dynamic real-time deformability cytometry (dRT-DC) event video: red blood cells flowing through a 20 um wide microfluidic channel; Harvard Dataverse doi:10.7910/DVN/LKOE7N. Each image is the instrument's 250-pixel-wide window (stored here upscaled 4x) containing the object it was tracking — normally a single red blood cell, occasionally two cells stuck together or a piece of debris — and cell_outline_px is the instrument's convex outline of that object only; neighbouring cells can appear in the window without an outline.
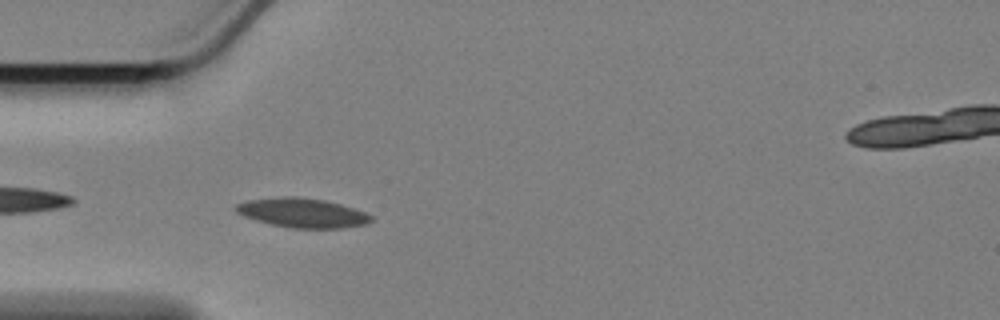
{"species": "Egyptian fruit bat (a non-hibernating species)", "species_latin": "Rousettus aegyptiacus", "temperature_condition": "cold", "stored_images_in_passage": 28, "camera_frame_rate_fps": 3000, "um_per_image_px": 0.085, "animal": {"sex": "female"}, "frame": {"image": 1, "passage_image": 3, "time_ms": 0.667, "image_size_px": [1000, 320], "cell_outline_px": [[372, 220], [368, 224], [344, 228], [292, 228], [272, 224], [256, 220], [244, 216], [236, 212], [232, 208], [236, 204], [248, 200], [284, 196], [296, 196], [324, 200], [340, 204], [364, 212], [372, 216]], "centroid_in_image_um": [25.68, 18.09], "position_along_channel_um": 59.3, "area_um2": 23.12}}
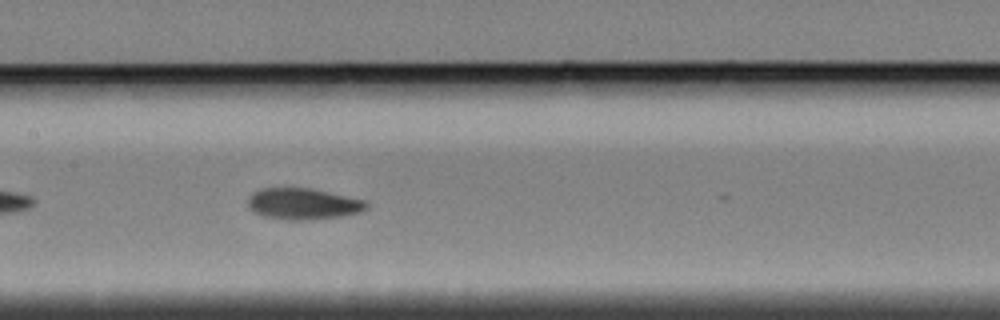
{"frame": {"image": 2, "passage_image": 14, "time_ms": 4.333, "image_size_px": [1000, 320], "cell_outline_px": [[368, 208], [360, 212], [344, 216], [312, 220], [284, 220], [264, 216], [252, 212], [248, 208], [248, 200], [252, 192], [260, 188], [308, 188], [368, 200]], "centroid_in_image_um": [25.77, 17.34], "position_along_channel_um": 181.6, "area_um2": 21.96}}
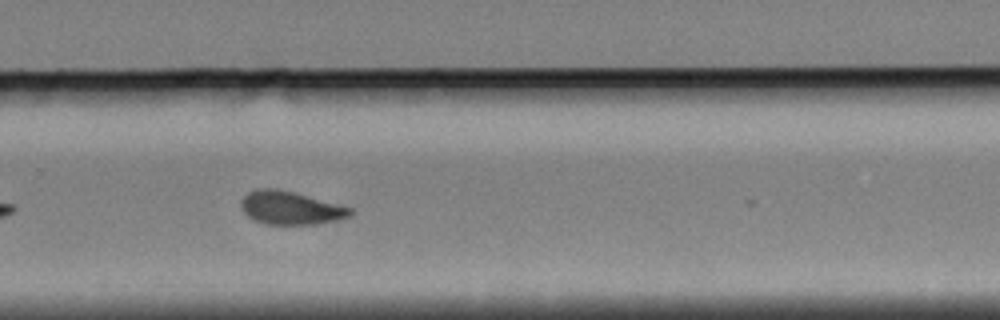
{"frame": {"image": 3, "passage_image": 25, "time_ms": 8.0, "image_size_px": [1000, 320], "cell_outline_px": [[352, 216], [336, 220], [316, 224], [264, 224], [252, 220], [240, 208], [240, 200], [248, 192], [260, 188], [276, 188], [292, 192], [352, 208]], "centroid_in_image_um": [24.64, 17.68], "position_along_channel_um": 305.2, "area_um2": 21.04}}